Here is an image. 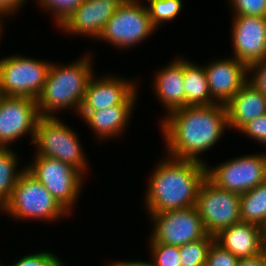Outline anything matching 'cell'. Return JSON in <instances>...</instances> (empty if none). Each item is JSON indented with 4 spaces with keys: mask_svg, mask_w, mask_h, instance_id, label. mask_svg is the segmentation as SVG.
<instances>
[{
    "mask_svg": "<svg viewBox=\"0 0 266 266\" xmlns=\"http://www.w3.org/2000/svg\"><path fill=\"white\" fill-rule=\"evenodd\" d=\"M195 207L209 235L241 222L240 194L220 189L207 178L200 185Z\"/></svg>",
    "mask_w": 266,
    "mask_h": 266,
    "instance_id": "cell-10",
    "label": "cell"
},
{
    "mask_svg": "<svg viewBox=\"0 0 266 266\" xmlns=\"http://www.w3.org/2000/svg\"><path fill=\"white\" fill-rule=\"evenodd\" d=\"M236 266H264V252L252 257L241 258Z\"/></svg>",
    "mask_w": 266,
    "mask_h": 266,
    "instance_id": "cell-34",
    "label": "cell"
},
{
    "mask_svg": "<svg viewBox=\"0 0 266 266\" xmlns=\"http://www.w3.org/2000/svg\"><path fill=\"white\" fill-rule=\"evenodd\" d=\"M38 105L30 97L2 96L0 99V147L29 134L33 139L40 119Z\"/></svg>",
    "mask_w": 266,
    "mask_h": 266,
    "instance_id": "cell-12",
    "label": "cell"
},
{
    "mask_svg": "<svg viewBox=\"0 0 266 266\" xmlns=\"http://www.w3.org/2000/svg\"><path fill=\"white\" fill-rule=\"evenodd\" d=\"M214 241V236L208 234L205 238L180 246L181 266H205L209 249Z\"/></svg>",
    "mask_w": 266,
    "mask_h": 266,
    "instance_id": "cell-24",
    "label": "cell"
},
{
    "mask_svg": "<svg viewBox=\"0 0 266 266\" xmlns=\"http://www.w3.org/2000/svg\"><path fill=\"white\" fill-rule=\"evenodd\" d=\"M53 266H66L64 265V262L59 259Z\"/></svg>",
    "mask_w": 266,
    "mask_h": 266,
    "instance_id": "cell-38",
    "label": "cell"
},
{
    "mask_svg": "<svg viewBox=\"0 0 266 266\" xmlns=\"http://www.w3.org/2000/svg\"><path fill=\"white\" fill-rule=\"evenodd\" d=\"M264 266H266V250L264 251Z\"/></svg>",
    "mask_w": 266,
    "mask_h": 266,
    "instance_id": "cell-39",
    "label": "cell"
},
{
    "mask_svg": "<svg viewBox=\"0 0 266 266\" xmlns=\"http://www.w3.org/2000/svg\"><path fill=\"white\" fill-rule=\"evenodd\" d=\"M141 2V0L122 2L107 21L98 39L125 50L138 45L154 33L156 28L151 22L146 5H142Z\"/></svg>",
    "mask_w": 266,
    "mask_h": 266,
    "instance_id": "cell-8",
    "label": "cell"
},
{
    "mask_svg": "<svg viewBox=\"0 0 266 266\" xmlns=\"http://www.w3.org/2000/svg\"><path fill=\"white\" fill-rule=\"evenodd\" d=\"M148 214L154 225L150 243H164L180 247L208 235L195 206Z\"/></svg>",
    "mask_w": 266,
    "mask_h": 266,
    "instance_id": "cell-11",
    "label": "cell"
},
{
    "mask_svg": "<svg viewBox=\"0 0 266 266\" xmlns=\"http://www.w3.org/2000/svg\"><path fill=\"white\" fill-rule=\"evenodd\" d=\"M154 266H181L180 247L164 243H149Z\"/></svg>",
    "mask_w": 266,
    "mask_h": 266,
    "instance_id": "cell-26",
    "label": "cell"
},
{
    "mask_svg": "<svg viewBox=\"0 0 266 266\" xmlns=\"http://www.w3.org/2000/svg\"><path fill=\"white\" fill-rule=\"evenodd\" d=\"M229 129L240 131L266 114V97L249 81L225 105Z\"/></svg>",
    "mask_w": 266,
    "mask_h": 266,
    "instance_id": "cell-18",
    "label": "cell"
},
{
    "mask_svg": "<svg viewBox=\"0 0 266 266\" xmlns=\"http://www.w3.org/2000/svg\"><path fill=\"white\" fill-rule=\"evenodd\" d=\"M60 258L48 251L35 252L21 257L13 265L9 266H53ZM1 266H5L0 264Z\"/></svg>",
    "mask_w": 266,
    "mask_h": 266,
    "instance_id": "cell-30",
    "label": "cell"
},
{
    "mask_svg": "<svg viewBox=\"0 0 266 266\" xmlns=\"http://www.w3.org/2000/svg\"><path fill=\"white\" fill-rule=\"evenodd\" d=\"M182 0H153L146 6L153 26L157 29L164 22L176 19L182 11Z\"/></svg>",
    "mask_w": 266,
    "mask_h": 266,
    "instance_id": "cell-25",
    "label": "cell"
},
{
    "mask_svg": "<svg viewBox=\"0 0 266 266\" xmlns=\"http://www.w3.org/2000/svg\"><path fill=\"white\" fill-rule=\"evenodd\" d=\"M156 165L146 189V211L160 213L196 206L198 190L206 179V164L166 156Z\"/></svg>",
    "mask_w": 266,
    "mask_h": 266,
    "instance_id": "cell-2",
    "label": "cell"
},
{
    "mask_svg": "<svg viewBox=\"0 0 266 266\" xmlns=\"http://www.w3.org/2000/svg\"><path fill=\"white\" fill-rule=\"evenodd\" d=\"M260 230L262 232V237H263L264 241L266 242V218H265L264 222L261 224Z\"/></svg>",
    "mask_w": 266,
    "mask_h": 266,
    "instance_id": "cell-36",
    "label": "cell"
},
{
    "mask_svg": "<svg viewBox=\"0 0 266 266\" xmlns=\"http://www.w3.org/2000/svg\"><path fill=\"white\" fill-rule=\"evenodd\" d=\"M109 266H154L152 261H139V260H135V261H112V263H109Z\"/></svg>",
    "mask_w": 266,
    "mask_h": 266,
    "instance_id": "cell-35",
    "label": "cell"
},
{
    "mask_svg": "<svg viewBox=\"0 0 266 266\" xmlns=\"http://www.w3.org/2000/svg\"><path fill=\"white\" fill-rule=\"evenodd\" d=\"M1 212L17 220L35 219L49 223L69 214L27 169L20 175Z\"/></svg>",
    "mask_w": 266,
    "mask_h": 266,
    "instance_id": "cell-4",
    "label": "cell"
},
{
    "mask_svg": "<svg viewBox=\"0 0 266 266\" xmlns=\"http://www.w3.org/2000/svg\"><path fill=\"white\" fill-rule=\"evenodd\" d=\"M232 47L234 58L248 67L266 59V17L233 16Z\"/></svg>",
    "mask_w": 266,
    "mask_h": 266,
    "instance_id": "cell-14",
    "label": "cell"
},
{
    "mask_svg": "<svg viewBox=\"0 0 266 266\" xmlns=\"http://www.w3.org/2000/svg\"><path fill=\"white\" fill-rule=\"evenodd\" d=\"M93 76L86 87L85 98L80 111L104 110L114 105H136L137 83L117 76ZM136 83V84H135Z\"/></svg>",
    "mask_w": 266,
    "mask_h": 266,
    "instance_id": "cell-13",
    "label": "cell"
},
{
    "mask_svg": "<svg viewBox=\"0 0 266 266\" xmlns=\"http://www.w3.org/2000/svg\"><path fill=\"white\" fill-rule=\"evenodd\" d=\"M52 62L13 54L0 59V90L2 96L37 99Z\"/></svg>",
    "mask_w": 266,
    "mask_h": 266,
    "instance_id": "cell-7",
    "label": "cell"
},
{
    "mask_svg": "<svg viewBox=\"0 0 266 266\" xmlns=\"http://www.w3.org/2000/svg\"><path fill=\"white\" fill-rule=\"evenodd\" d=\"M206 178L220 189L246 193L266 182V153L245 154L215 167L206 163Z\"/></svg>",
    "mask_w": 266,
    "mask_h": 266,
    "instance_id": "cell-9",
    "label": "cell"
},
{
    "mask_svg": "<svg viewBox=\"0 0 266 266\" xmlns=\"http://www.w3.org/2000/svg\"><path fill=\"white\" fill-rule=\"evenodd\" d=\"M211 98L215 103L226 105L248 82V66L234 57L214 60L204 65Z\"/></svg>",
    "mask_w": 266,
    "mask_h": 266,
    "instance_id": "cell-16",
    "label": "cell"
},
{
    "mask_svg": "<svg viewBox=\"0 0 266 266\" xmlns=\"http://www.w3.org/2000/svg\"><path fill=\"white\" fill-rule=\"evenodd\" d=\"M239 132L251 139L266 145V114L246 124Z\"/></svg>",
    "mask_w": 266,
    "mask_h": 266,
    "instance_id": "cell-31",
    "label": "cell"
},
{
    "mask_svg": "<svg viewBox=\"0 0 266 266\" xmlns=\"http://www.w3.org/2000/svg\"><path fill=\"white\" fill-rule=\"evenodd\" d=\"M18 157L15 151L10 148L0 147V208L8 203L13 189L26 169V166L19 171L17 169Z\"/></svg>",
    "mask_w": 266,
    "mask_h": 266,
    "instance_id": "cell-22",
    "label": "cell"
},
{
    "mask_svg": "<svg viewBox=\"0 0 266 266\" xmlns=\"http://www.w3.org/2000/svg\"><path fill=\"white\" fill-rule=\"evenodd\" d=\"M38 6L50 11L59 27L84 0H37Z\"/></svg>",
    "mask_w": 266,
    "mask_h": 266,
    "instance_id": "cell-27",
    "label": "cell"
},
{
    "mask_svg": "<svg viewBox=\"0 0 266 266\" xmlns=\"http://www.w3.org/2000/svg\"><path fill=\"white\" fill-rule=\"evenodd\" d=\"M26 169L52 194L58 203L71 214L86 177L73 165L55 158L33 156ZM30 165V166H29Z\"/></svg>",
    "mask_w": 266,
    "mask_h": 266,
    "instance_id": "cell-6",
    "label": "cell"
},
{
    "mask_svg": "<svg viewBox=\"0 0 266 266\" xmlns=\"http://www.w3.org/2000/svg\"><path fill=\"white\" fill-rule=\"evenodd\" d=\"M184 107L215 104L209 92L204 66L184 58Z\"/></svg>",
    "mask_w": 266,
    "mask_h": 266,
    "instance_id": "cell-21",
    "label": "cell"
},
{
    "mask_svg": "<svg viewBox=\"0 0 266 266\" xmlns=\"http://www.w3.org/2000/svg\"><path fill=\"white\" fill-rule=\"evenodd\" d=\"M238 260L235 255L214 241L209 249L205 266H236Z\"/></svg>",
    "mask_w": 266,
    "mask_h": 266,
    "instance_id": "cell-29",
    "label": "cell"
},
{
    "mask_svg": "<svg viewBox=\"0 0 266 266\" xmlns=\"http://www.w3.org/2000/svg\"><path fill=\"white\" fill-rule=\"evenodd\" d=\"M27 0H0V12L8 15H13L15 12L23 7Z\"/></svg>",
    "mask_w": 266,
    "mask_h": 266,
    "instance_id": "cell-33",
    "label": "cell"
},
{
    "mask_svg": "<svg viewBox=\"0 0 266 266\" xmlns=\"http://www.w3.org/2000/svg\"><path fill=\"white\" fill-rule=\"evenodd\" d=\"M135 105H114L104 110L79 111L78 116L86 122L100 140L120 137L127 130Z\"/></svg>",
    "mask_w": 266,
    "mask_h": 266,
    "instance_id": "cell-20",
    "label": "cell"
},
{
    "mask_svg": "<svg viewBox=\"0 0 266 266\" xmlns=\"http://www.w3.org/2000/svg\"><path fill=\"white\" fill-rule=\"evenodd\" d=\"M160 123L168 156L204 164L200 155L213 148L229 129L226 107L218 103L176 109L165 114Z\"/></svg>",
    "mask_w": 266,
    "mask_h": 266,
    "instance_id": "cell-1",
    "label": "cell"
},
{
    "mask_svg": "<svg viewBox=\"0 0 266 266\" xmlns=\"http://www.w3.org/2000/svg\"><path fill=\"white\" fill-rule=\"evenodd\" d=\"M229 2L233 8L234 16L266 17V0H230Z\"/></svg>",
    "mask_w": 266,
    "mask_h": 266,
    "instance_id": "cell-28",
    "label": "cell"
},
{
    "mask_svg": "<svg viewBox=\"0 0 266 266\" xmlns=\"http://www.w3.org/2000/svg\"><path fill=\"white\" fill-rule=\"evenodd\" d=\"M4 17H8V14H6V13H3V12H0V39H1V37H2V26H3V24H2V19H4Z\"/></svg>",
    "mask_w": 266,
    "mask_h": 266,
    "instance_id": "cell-37",
    "label": "cell"
},
{
    "mask_svg": "<svg viewBox=\"0 0 266 266\" xmlns=\"http://www.w3.org/2000/svg\"><path fill=\"white\" fill-rule=\"evenodd\" d=\"M121 3L120 0H84L57 28L67 34L87 35L98 40Z\"/></svg>",
    "mask_w": 266,
    "mask_h": 266,
    "instance_id": "cell-15",
    "label": "cell"
},
{
    "mask_svg": "<svg viewBox=\"0 0 266 266\" xmlns=\"http://www.w3.org/2000/svg\"><path fill=\"white\" fill-rule=\"evenodd\" d=\"M248 73L252 75L248 81L266 97V59L251 64Z\"/></svg>",
    "mask_w": 266,
    "mask_h": 266,
    "instance_id": "cell-32",
    "label": "cell"
},
{
    "mask_svg": "<svg viewBox=\"0 0 266 266\" xmlns=\"http://www.w3.org/2000/svg\"><path fill=\"white\" fill-rule=\"evenodd\" d=\"M88 54L70 65L51 63L42 92L36 99L40 116H55L56 111L65 109H74L79 114L87 83L94 74L93 60Z\"/></svg>",
    "mask_w": 266,
    "mask_h": 266,
    "instance_id": "cell-3",
    "label": "cell"
},
{
    "mask_svg": "<svg viewBox=\"0 0 266 266\" xmlns=\"http://www.w3.org/2000/svg\"><path fill=\"white\" fill-rule=\"evenodd\" d=\"M266 218V182L240 195L241 222L261 226Z\"/></svg>",
    "mask_w": 266,
    "mask_h": 266,
    "instance_id": "cell-23",
    "label": "cell"
},
{
    "mask_svg": "<svg viewBox=\"0 0 266 266\" xmlns=\"http://www.w3.org/2000/svg\"><path fill=\"white\" fill-rule=\"evenodd\" d=\"M77 133L56 116H41L38 120L33 144L34 155L55 158L73 165L86 175L87 159Z\"/></svg>",
    "mask_w": 266,
    "mask_h": 266,
    "instance_id": "cell-5",
    "label": "cell"
},
{
    "mask_svg": "<svg viewBox=\"0 0 266 266\" xmlns=\"http://www.w3.org/2000/svg\"><path fill=\"white\" fill-rule=\"evenodd\" d=\"M176 58L157 70L153 81L155 95L167 114L184 107V57Z\"/></svg>",
    "mask_w": 266,
    "mask_h": 266,
    "instance_id": "cell-19",
    "label": "cell"
},
{
    "mask_svg": "<svg viewBox=\"0 0 266 266\" xmlns=\"http://www.w3.org/2000/svg\"><path fill=\"white\" fill-rule=\"evenodd\" d=\"M214 238L217 244L238 259L252 257L266 250L260 226L253 223L233 224L219 231Z\"/></svg>",
    "mask_w": 266,
    "mask_h": 266,
    "instance_id": "cell-17",
    "label": "cell"
}]
</instances>
